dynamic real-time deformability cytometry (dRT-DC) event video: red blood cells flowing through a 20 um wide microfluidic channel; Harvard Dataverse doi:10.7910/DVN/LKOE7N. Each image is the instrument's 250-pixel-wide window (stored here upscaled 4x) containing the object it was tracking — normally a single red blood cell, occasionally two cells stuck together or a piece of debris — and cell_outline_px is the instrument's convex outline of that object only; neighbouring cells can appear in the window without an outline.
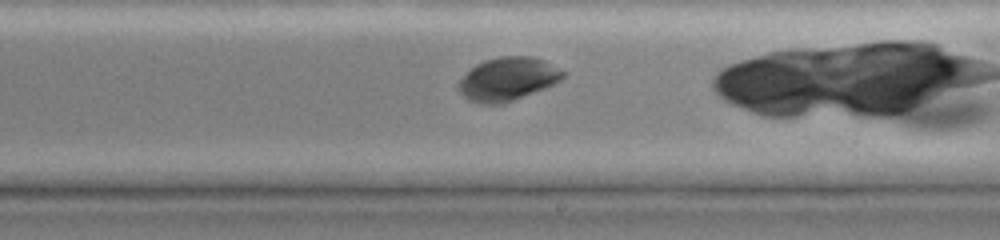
{"species": "common noctule bat (a hibernating species)", "species_latin": "Nyctalus noctula", "temperature_condition": "cold", "stored_images_in_passage": 31, "camera_frame_rate_fps": 3000, "um_per_image_px": 0.085, "animal": {"sex": "female", "body_mass_g": 19.0, "forearm_length_mm": 51.5}, "frame": {"image": 1, "passage_image": 19, "time_ms": 6.0, "image_size_px": [1000, 240], "cell_outline_px": [[564, 76], [560, 80], [544, 88], [504, 104], [484, 104], [468, 100], [456, 88], [456, 84], [476, 64], [484, 60], [500, 56], [532, 56], [564, 72]], "centroid_in_image_um": [43.09, 6.73], "position_along_channel_um": 245.9, "area_um2": 25.95}}
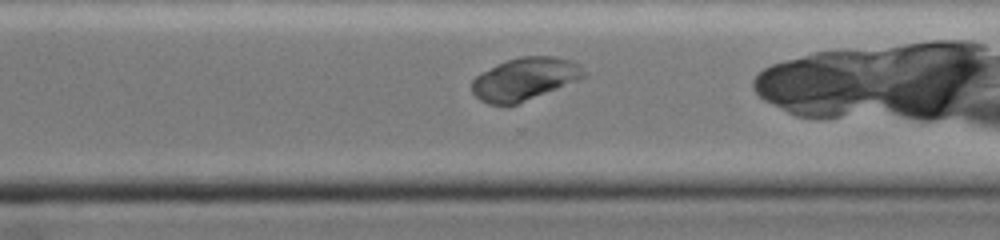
{"frame": {"image": 2, "passage_image": 25, "time_ms": 8.0, "image_size_px": [1000, 240], "cell_outline_px": [[584, 76], [576, 80], [516, 104], [488, 104], [480, 100], [472, 92], [472, 80], [476, 76], [508, 60], [520, 56], [556, 56], [572, 60], [584, 72]], "centroid_in_image_um": [44.56, 6.7], "position_along_channel_um": 326.0, "area_um2": 26.88}}
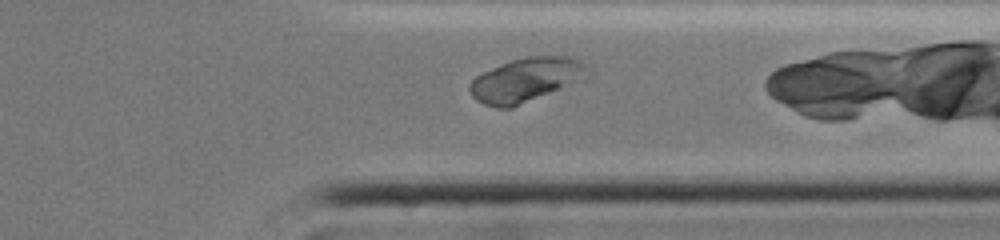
{"frame": {"image": 3, "passage_image": 28, "time_ms": 9.0, "image_size_px": [1000, 240], "cell_outline_px": [[584, 80], [512, 108], [496, 108], [484, 104], [476, 100], [472, 96], [468, 88], [468, 84], [476, 76], [484, 72], [512, 60], [528, 56], [568, 56], [580, 60], [584, 68]], "centroid_in_image_um": [44.66, 6.81], "position_along_channel_um": 366.7, "area_um2": 29.94}}